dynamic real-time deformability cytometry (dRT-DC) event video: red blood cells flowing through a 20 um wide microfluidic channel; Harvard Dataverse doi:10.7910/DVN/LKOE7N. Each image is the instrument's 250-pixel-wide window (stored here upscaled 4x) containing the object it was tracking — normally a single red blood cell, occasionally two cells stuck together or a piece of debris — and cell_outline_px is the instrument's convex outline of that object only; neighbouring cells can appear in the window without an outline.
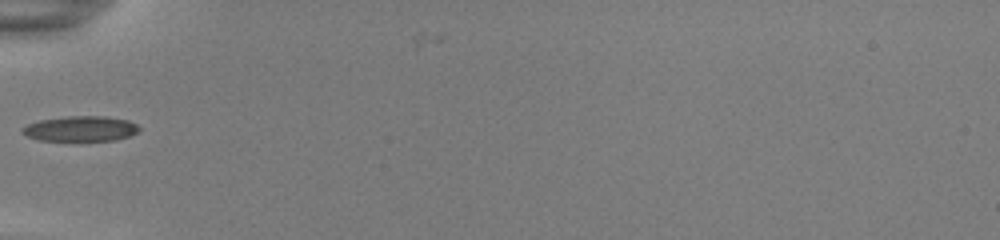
{"species": "common noctule bat (a hibernating species)", "species_latin": "Nyctalus noctula", "temperature_condition": "room temperature", "stored_images_in_passage": 26, "camera_frame_rate_fps": 3000, "um_per_image_px": 0.085, "animal": {"sex": "female", "body_mass_g": 22.0, "forearm_length_mm": 56.7}, "frame": {"image": 1, "passage_image": 1, "time_ms": 0.0, "image_size_px": [1000, 240], "cell_outline_px": [[140, 128], [136, 132], [128, 136], [116, 140], [40, 140], [28, 136], [20, 132], [20, 128], [28, 124], [40, 120], [68, 116], [104, 116], [128, 120], [136, 124]], "centroid_in_image_um": [6.83, 10.93], "position_along_channel_um": 78.2, "area_um2": 16.99}}
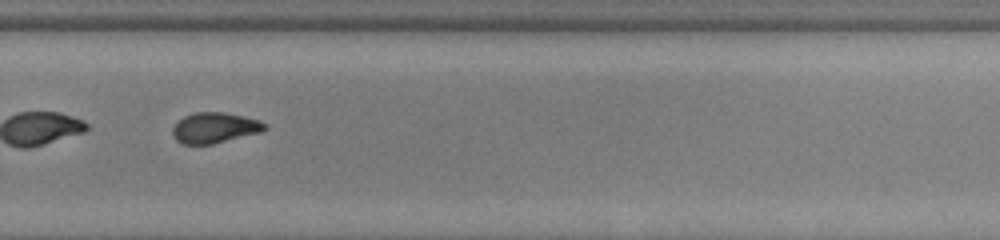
{"frame": {"image": 2, "passage_image": 19, "time_ms": 6.0, "image_size_px": [1000, 240], "cell_outline_px": [[268, 128], [260, 132], [212, 144], [184, 144], [176, 140], [172, 136], [172, 128], [184, 116], [196, 112], [224, 112], [244, 116], [260, 120], [268, 124]], "centroid_in_image_um": [18.27, 10.85], "position_along_channel_um": 311.5, "area_um2": 16.42}}